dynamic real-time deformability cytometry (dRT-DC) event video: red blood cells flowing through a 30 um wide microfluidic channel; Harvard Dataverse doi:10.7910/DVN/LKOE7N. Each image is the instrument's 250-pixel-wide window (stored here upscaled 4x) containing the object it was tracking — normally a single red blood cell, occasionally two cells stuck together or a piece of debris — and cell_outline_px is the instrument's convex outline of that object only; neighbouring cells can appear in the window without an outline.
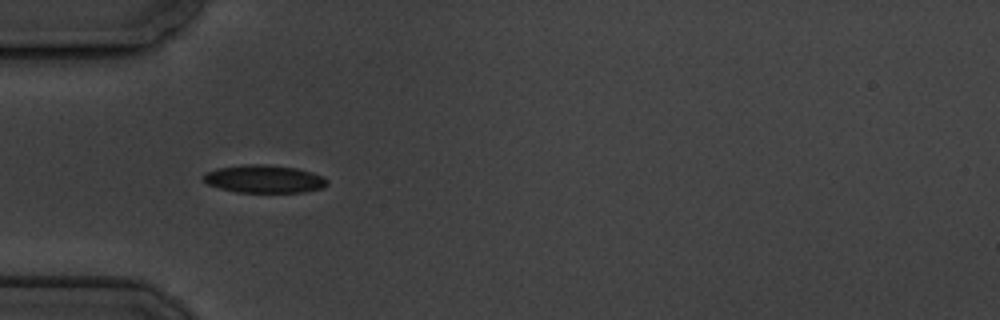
{"species": "common noctule bat (a hibernating species)", "species_latin": "Nyctalus noctula", "temperature_condition": "cold", "stored_images_in_passage": 6, "camera_frame_rate_fps": 3000, "um_per_image_px": 0.085, "animal": {"sex": "male", "body_mass_g": 19.5, "forearm_length_mm": 54.6}, "frame": {"image": 1, "passage_image": 5, "time_ms": 4.667, "image_size_px": [1000, 320], "cell_outline_px": [[328, 184], [320, 188], [304, 192], [236, 192], [220, 188], [208, 184], [204, 180], [204, 176], [208, 172], [216, 168], [244, 164], [268, 164], [296, 168], [312, 172], [324, 176], [328, 180]], "centroid_in_image_um": [22.48, 15.2], "position_along_channel_um": 62.5, "area_um2": 20.06}}
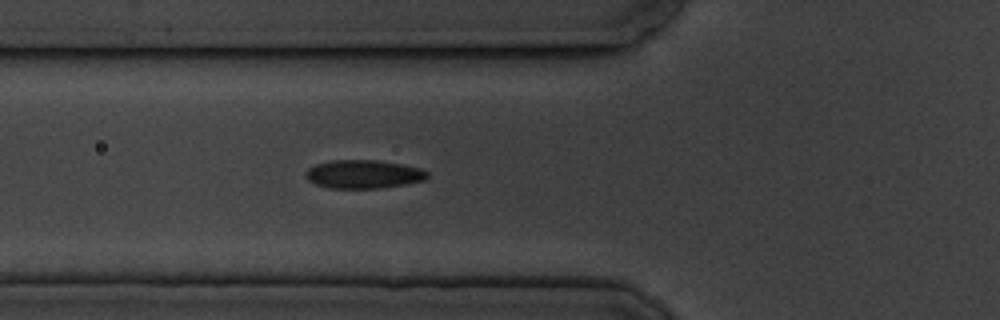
{"frame": {"image": 2, "passage_image": 6, "time_ms": 5.667, "image_size_px": [1000, 320], "cell_outline_px": [[428, 176], [424, 180], [404, 184], [380, 188], [328, 188], [316, 184], [308, 180], [304, 176], [304, 172], [308, 168], [316, 164], [332, 160], [380, 160], [404, 164], [420, 168], [428, 172]], "centroid_in_image_um": [30.87, 14.8], "position_along_channel_um": 94.9, "area_um2": 20.29}}